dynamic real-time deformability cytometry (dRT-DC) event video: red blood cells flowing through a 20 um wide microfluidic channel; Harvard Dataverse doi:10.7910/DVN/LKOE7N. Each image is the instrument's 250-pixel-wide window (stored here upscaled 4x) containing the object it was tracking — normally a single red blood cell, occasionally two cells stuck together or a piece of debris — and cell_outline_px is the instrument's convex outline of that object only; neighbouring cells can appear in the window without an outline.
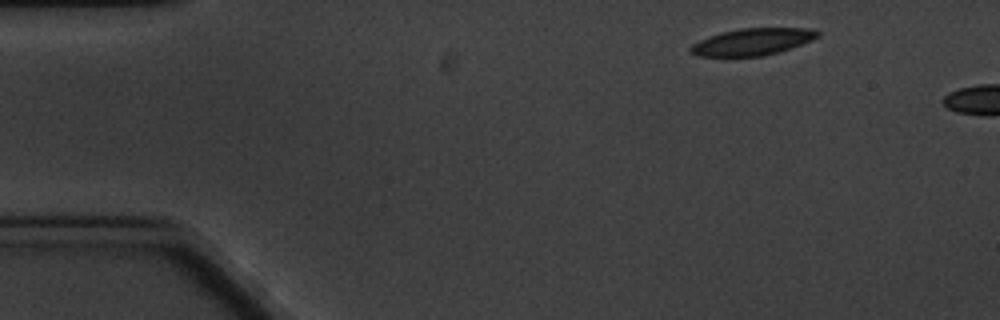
{"species": "common noctule bat (a hibernating species)", "species_latin": "Nyctalus noctula", "temperature_condition": "cold", "stored_images_in_passage": 5, "segment_of_instrument_passage": [2, 2], "camera_frame_rate_fps": 3000, "um_per_image_px": 0.085, "animal": {"sex": "male", "body_mass_g": 20.1, "forearm_length_mm": 53.5}, "frame": {"image": 1, "passage_image": 5, "time_ms": 5.667, "image_size_px": [1000, 320], "cell_outline_px": [[820, 36], [812, 40], [792, 48], [764, 56], [696, 56], [688, 52], [688, 48], [692, 44], [700, 40], [720, 32], [740, 28], [808, 28], [820, 32]], "centroid_in_image_um": [63.94, 3.55], "position_along_channel_um": 21.1, "area_um2": 20.06}}